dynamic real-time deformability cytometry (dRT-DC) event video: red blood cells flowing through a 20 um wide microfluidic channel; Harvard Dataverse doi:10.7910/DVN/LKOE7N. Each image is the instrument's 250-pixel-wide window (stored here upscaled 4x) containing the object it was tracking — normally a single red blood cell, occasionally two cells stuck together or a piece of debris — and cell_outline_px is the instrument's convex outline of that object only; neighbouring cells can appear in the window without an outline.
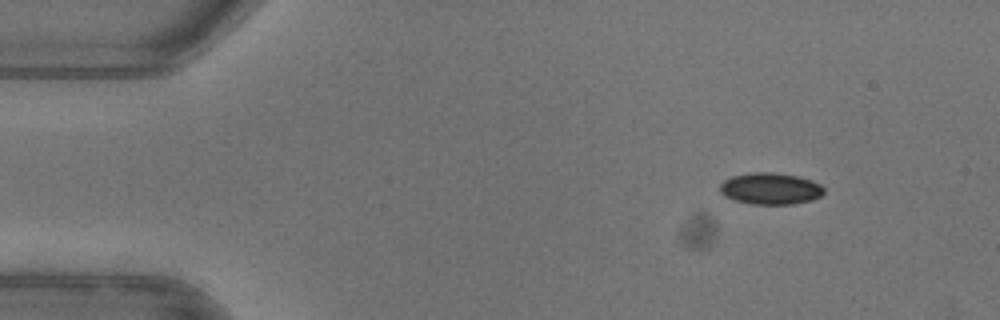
{"species": "common noctule bat (a hibernating species)", "species_latin": "Nyctalus noctula", "temperature_condition": "warm", "stored_images_in_passage": 47, "camera_frame_rate_fps": 3000, "um_per_image_px": 0.085, "animal": {"sex": "female"}, "frame": {"image": 1, "passage_image": 1, "time_ms": 0.0, "image_size_px": [1000, 320], "cell_outline_px": [[824, 192], [820, 196], [812, 200], [792, 204], [752, 204], [732, 200], [724, 196], [720, 192], [720, 184], [724, 180], [732, 176], [752, 172], [772, 172], [796, 176], [812, 180], [820, 184], [824, 188]], "centroid_in_image_um": [65.47, 16.03], "position_along_channel_um": 19.5, "area_um2": 19.25}}
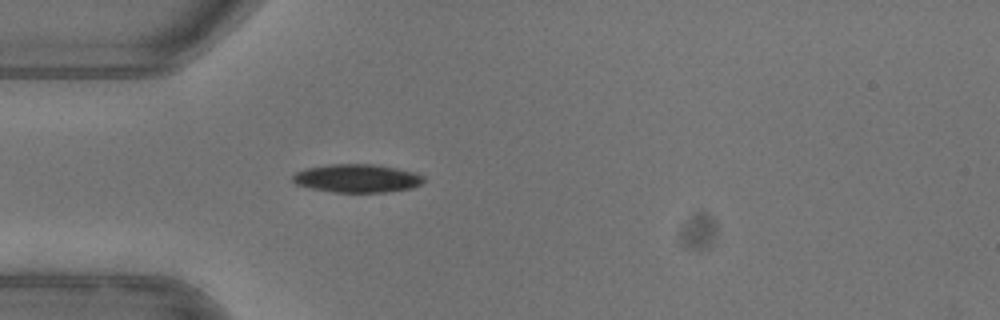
{"frame": {"image": 2, "passage_image": 10, "time_ms": 3.0, "image_size_px": [1000, 320], "cell_outline_px": [[424, 180], [420, 184], [412, 188], [388, 192], [332, 192], [312, 188], [296, 184], [292, 180], [292, 176], [296, 172], [304, 168], [328, 164], [376, 164], [416, 172], [424, 176]], "centroid_in_image_um": [30.35, 15.15], "position_along_channel_um": 54.6, "area_um2": 21.73}}
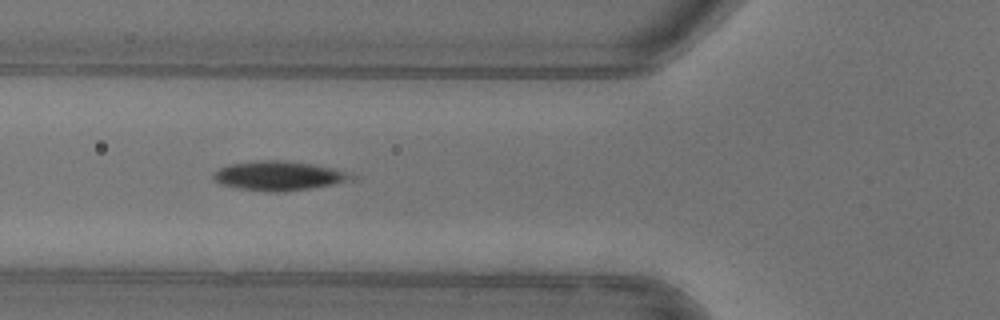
{"frame": {"image": 3, "passage_image": 14, "time_ms": 4.333, "image_size_px": [1000, 320], "cell_outline_px": [[356, 180], [284, 192], [268, 192], [240, 188], [224, 184], [216, 180], [212, 176], [220, 168], [228, 164], [260, 160], [280, 160], [312, 164], [344, 172], [356, 176]], "centroid_in_image_um": [23.7, 14.94], "position_along_channel_um": 102.1, "area_um2": 23.06}}